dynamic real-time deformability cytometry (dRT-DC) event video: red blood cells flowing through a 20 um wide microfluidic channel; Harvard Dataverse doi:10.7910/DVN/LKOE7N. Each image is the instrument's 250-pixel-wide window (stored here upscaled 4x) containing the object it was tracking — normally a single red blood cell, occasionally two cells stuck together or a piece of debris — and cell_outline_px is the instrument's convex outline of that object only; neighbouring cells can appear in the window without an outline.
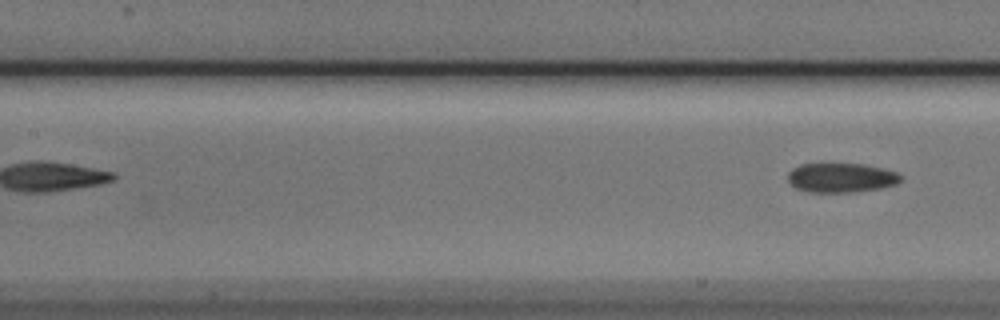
{"species": "Egyptian fruit bat (a non-hibernating species)", "species_latin": "Rousettus aegyptiacus", "temperature_condition": "cold", "stored_images_in_passage": 5, "segment_of_instrument_passage": [2, 2], "camera_frame_rate_fps": 3000, "um_per_image_px": 0.085, "animal": {"sex": "male"}, "frame": {"image": 1, "passage_image": 5, "time_ms": 1.333, "image_size_px": [1000, 320], "cell_outline_px": [[904, 180], [896, 184], [880, 188], [852, 192], [808, 192], [796, 188], [788, 180], [788, 172], [792, 168], [800, 164], [864, 164], [896, 172], [904, 176]], "centroid_in_image_um": [71.52, 15.11], "position_along_channel_um": 135.9, "area_um2": 19.36}}